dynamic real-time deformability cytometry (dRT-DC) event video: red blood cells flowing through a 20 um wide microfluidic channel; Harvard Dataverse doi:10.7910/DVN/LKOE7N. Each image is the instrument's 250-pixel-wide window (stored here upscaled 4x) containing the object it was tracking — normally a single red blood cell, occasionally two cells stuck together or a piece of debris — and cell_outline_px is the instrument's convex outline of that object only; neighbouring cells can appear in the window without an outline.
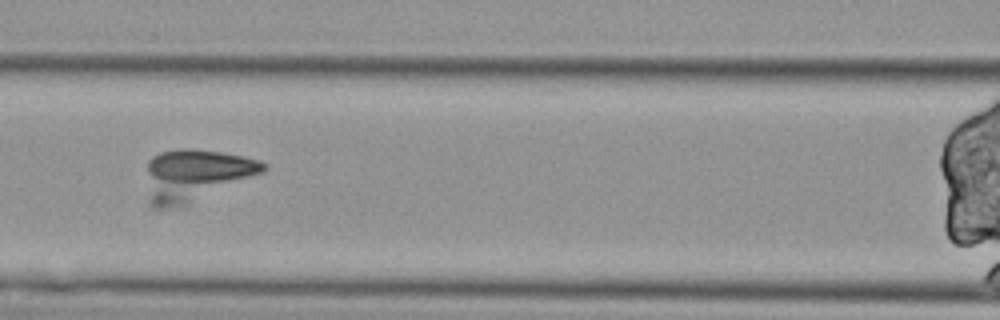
{"species": "Egyptian fruit bat (a non-hibernating species)", "species_latin": "Rousettus aegyptiacus", "temperature_condition": "cold", "stored_images_in_passage": 8, "camera_frame_rate_fps": 3000, "um_per_image_px": 0.085, "animal": {"sex": "female"}, "frame": {"image": 1, "passage_image": 6, "time_ms": 1.667, "image_size_px": [1000, 320], "cell_outline_px": [[268, 168], [264, 172], [184, 204], [168, 208], [152, 208], [148, 204], [148, 160], [152, 156], [160, 152], [180, 148], [192, 148], [220, 152], [244, 156], [260, 160], [268, 164]], "centroid_in_image_um": [16.61, 14.85], "position_along_channel_um": 150.0, "area_um2": 34.74}}
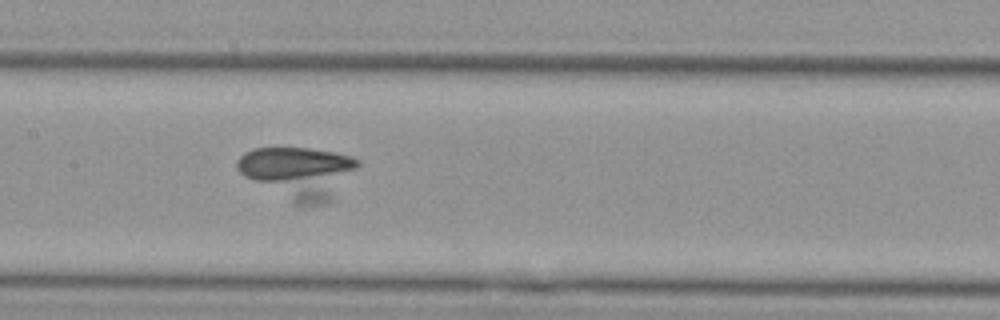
{"frame": {"image": 2, "passage_image": 7, "time_ms": 2.0, "image_size_px": [1000, 320], "cell_outline_px": [[360, 164], [328, 204], [292, 204], [244, 176], [236, 168], [236, 160], [244, 152], [252, 148], [308, 148], [336, 152], [352, 156], [360, 160]], "centroid_in_image_um": [25.35, 14.67], "position_along_channel_um": 182.0, "area_um2": 36.59}}